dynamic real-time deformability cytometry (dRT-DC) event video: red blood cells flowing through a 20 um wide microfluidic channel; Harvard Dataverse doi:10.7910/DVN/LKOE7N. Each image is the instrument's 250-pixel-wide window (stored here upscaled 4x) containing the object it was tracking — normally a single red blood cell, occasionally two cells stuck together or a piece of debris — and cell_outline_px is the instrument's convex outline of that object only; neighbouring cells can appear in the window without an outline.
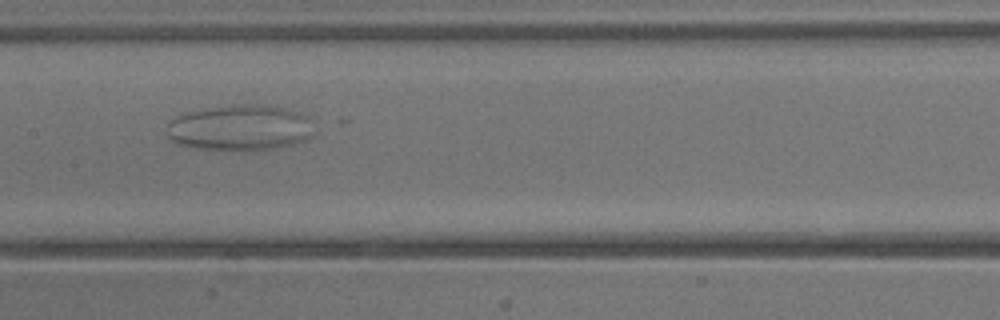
{"species": "common noctule bat (a hibernating species)", "species_latin": "Nyctalus noctula", "temperature_condition": "warm", "stored_images_in_passage": 33, "camera_frame_rate_fps": 3000, "um_per_image_px": 0.085, "animal": {"sex": "male", "body_mass_g": 13.3}, "frame": {"image": 1, "passage_image": 12, "time_ms": 3.667, "image_size_px": [1000, 320], "cell_outline_px": [[312, 136], [292, 144], [256, 152], [192, 148], [176, 144], [168, 136], [168, 120], [188, 112], [232, 104], [268, 104], [292, 108], [304, 116]], "centroid_in_image_um": [20.34, 10.87], "position_along_channel_um": 187.1, "area_um2": 39.54}}
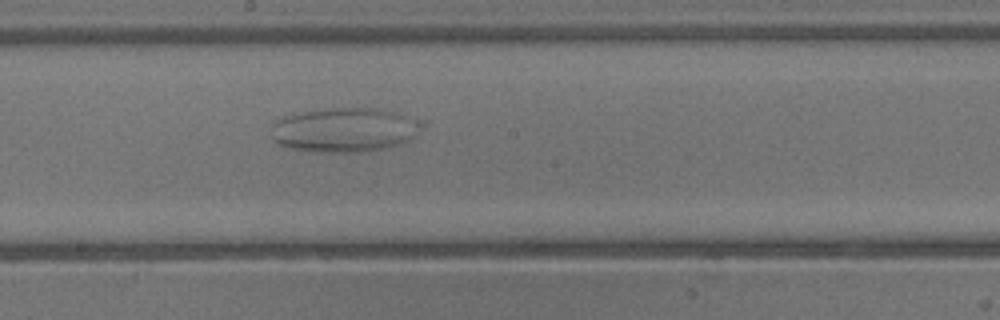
{"frame": {"image": 2, "passage_image": 14, "time_ms": 4.333, "image_size_px": [1000, 320], "cell_outline_px": [[428, 120], [408, 140], [384, 148], [360, 152], [316, 152], [288, 148], [272, 140], [272, 124], [276, 120], [284, 116], [304, 112], [332, 108], [380, 108]], "centroid_in_image_um": [29.31, 11.03], "position_along_channel_um": 218.9, "area_um2": 39.02}}
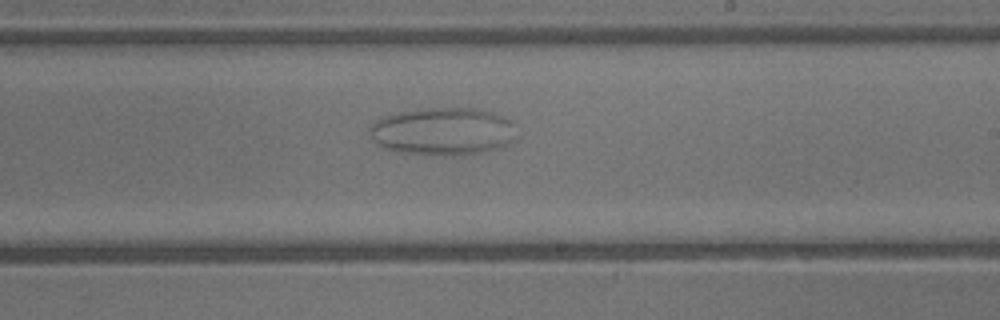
{"frame": {"image": 3, "passage_image": 16, "time_ms": 5.0, "image_size_px": [1000, 320], "cell_outline_px": [[512, 120], [508, 140], [504, 144], [496, 148], [484, 152], [464, 156], [444, 156], [400, 152], [388, 148], [380, 144], [372, 136], [372, 124], [380, 116], [400, 112], [432, 108], [476, 108], [492, 112], [504, 116]], "centroid_in_image_um": [37.61, 11.16], "position_along_channel_um": 251.4, "area_um2": 40.0}}